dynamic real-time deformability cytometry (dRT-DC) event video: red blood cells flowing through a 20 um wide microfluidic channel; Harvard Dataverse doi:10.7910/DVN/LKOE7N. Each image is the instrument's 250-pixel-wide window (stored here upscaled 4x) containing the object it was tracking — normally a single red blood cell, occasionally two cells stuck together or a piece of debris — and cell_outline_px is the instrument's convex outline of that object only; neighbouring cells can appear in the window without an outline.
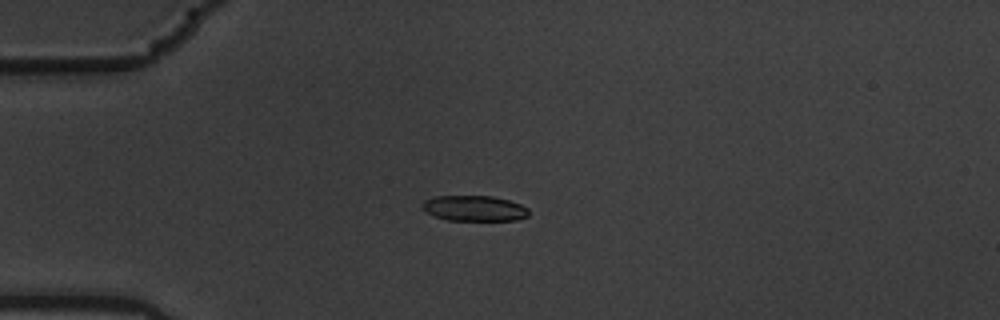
{"species": "common noctule bat (a hibernating species)", "species_latin": "Nyctalus noctula", "temperature_condition": "warm", "stored_images_in_passage": 41, "camera_frame_rate_fps": 3000, "um_per_image_px": 0.085, "animal": {"sex": "male", "body_mass_g": 19.5, "forearm_length_mm": 54.6}, "frame": {"image": 1, "passage_image": 4, "time_ms": 1.0, "image_size_px": [1000, 320], "cell_outline_px": [[528, 216], [516, 220], [448, 220], [436, 216], [420, 208], [420, 204], [424, 200], [436, 196], [492, 196], [508, 200], [520, 204], [528, 208]], "centroid_in_image_um": [40.3, 17.7], "position_along_channel_um": 44.7, "area_um2": 15.78}}
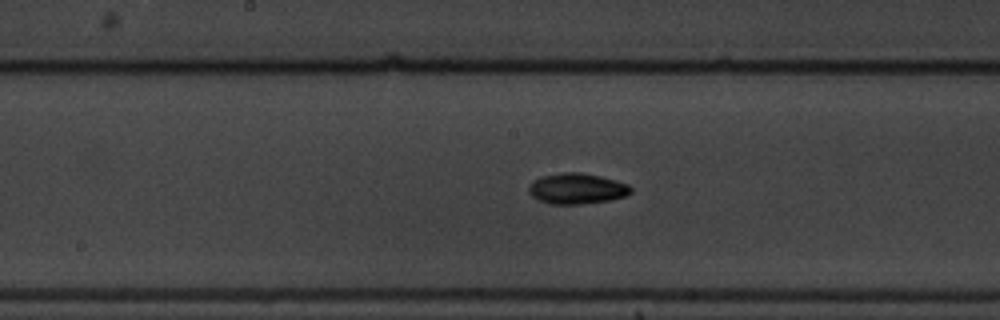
{"frame": {"image": 2, "passage_image": 19, "time_ms": 6.0, "image_size_px": [1000, 320], "cell_outline_px": [[632, 192], [624, 196], [608, 200], [580, 204], [552, 204], [540, 200], [532, 196], [528, 192], [528, 188], [532, 180], [540, 176], [564, 172], [580, 172], [600, 176], [628, 184], [632, 188]], "centroid_in_image_um": [49.0, 16.02], "position_along_channel_um": 199.2, "area_um2": 18.21}}
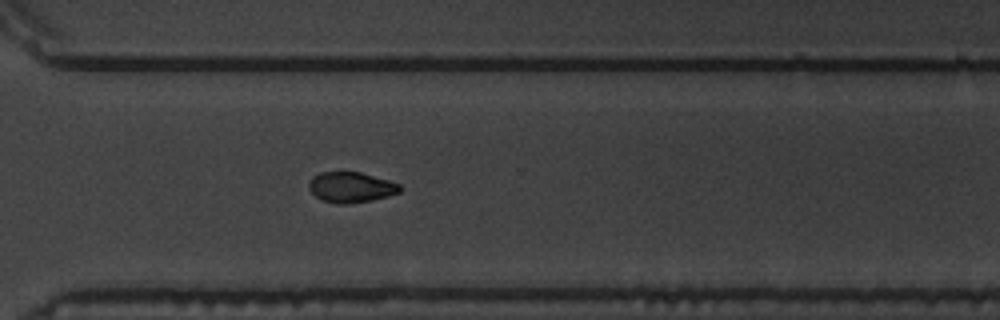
{"frame": {"image": 3, "passage_image": 31, "time_ms": 10.0, "image_size_px": [1000, 320], "cell_outline_px": [[400, 192], [388, 196], [372, 200], [348, 204], [336, 204], [320, 200], [308, 188], [308, 180], [312, 176], [320, 172], [360, 172], [388, 180], [400, 184]], "centroid_in_image_um": [29.79, 15.92], "position_along_channel_um": 340.8, "area_um2": 16.3}, "authors_computed_cell_mechanics": {"area_um2": 16.9354, "velocity_mm_per_s": 3.5439, "shape_relaxation_time_tau1_ms": 2.7772, "shape_relaxation_time_tau2_ms": 7.9016, "deformation_change_tau1": 0.1227, "deformation_change_tau2": 0.0959}}